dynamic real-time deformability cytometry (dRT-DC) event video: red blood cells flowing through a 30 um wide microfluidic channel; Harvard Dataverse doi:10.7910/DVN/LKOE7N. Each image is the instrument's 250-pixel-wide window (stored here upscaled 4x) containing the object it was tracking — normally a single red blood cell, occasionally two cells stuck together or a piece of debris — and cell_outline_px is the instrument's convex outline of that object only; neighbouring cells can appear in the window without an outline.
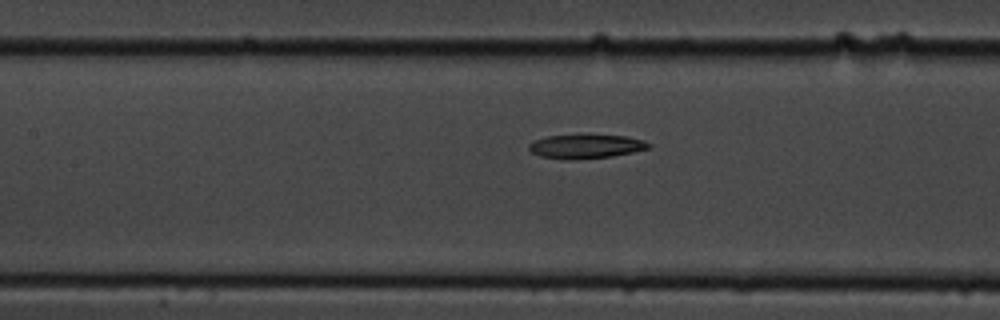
{"species": "common noctule bat (a hibernating species)", "species_latin": "Nyctalus noctula", "temperature_condition": "cold", "stored_images_in_passage": 8, "segment_of_instrument_passage": [2, 2], "camera_frame_rate_fps": 3000, "um_per_image_px": 0.085, "animal": {"sex": "male", "body_mass_g": 19.5, "forearm_length_mm": 54.6}, "frame": {"image": 1, "passage_image": 8, "time_ms": 8.0, "image_size_px": [1000, 320], "cell_outline_px": [[652, 148], [612, 156], [572, 160], [564, 160], [540, 156], [532, 152], [528, 148], [528, 144], [532, 140], [548, 136], [584, 132], [588, 132], [628, 136], [644, 140], [652, 144]], "centroid_in_image_um": [49.81, 12.39], "position_along_channel_um": 157.6, "area_um2": 17.86}}